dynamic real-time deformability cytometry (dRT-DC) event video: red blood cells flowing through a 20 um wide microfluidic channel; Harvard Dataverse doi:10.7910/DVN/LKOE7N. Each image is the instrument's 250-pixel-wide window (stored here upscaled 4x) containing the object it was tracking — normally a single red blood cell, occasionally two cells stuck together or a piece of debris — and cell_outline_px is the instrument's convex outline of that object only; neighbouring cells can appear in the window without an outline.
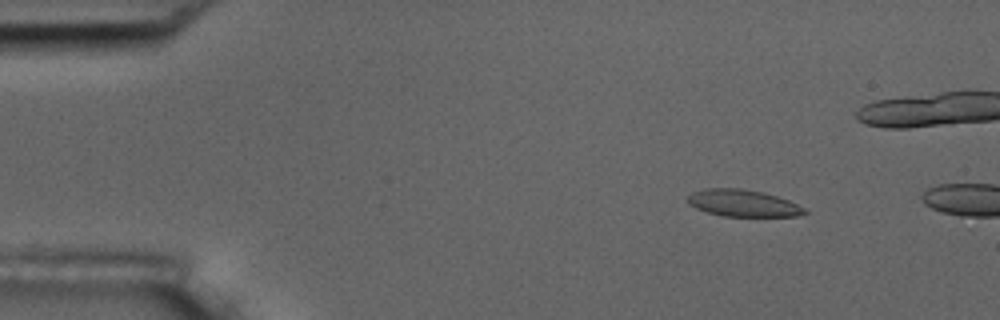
{"species": "common noctule bat (a hibernating species)", "species_latin": "Nyctalus noctula", "temperature_condition": "room temperature", "stored_images_in_passage": 3, "camera_frame_rate_fps": 3000, "um_per_image_px": 0.085, "animal": {"sex": "male", "body_mass_g": 17.5, "forearm_length_mm": 52.3}, "frame": {"image": 1, "passage_image": 2, "time_ms": 0.333, "image_size_px": [1000, 320], "cell_outline_px": [[808, 212], [796, 216], [724, 216], [708, 212], [696, 208], [688, 204], [688, 196], [692, 192], [704, 188], [740, 188], [764, 192], [788, 200], [804, 208]], "centroid_in_image_um": [63.13, 17.26], "position_along_channel_um": 21.9, "area_um2": 18.21}}